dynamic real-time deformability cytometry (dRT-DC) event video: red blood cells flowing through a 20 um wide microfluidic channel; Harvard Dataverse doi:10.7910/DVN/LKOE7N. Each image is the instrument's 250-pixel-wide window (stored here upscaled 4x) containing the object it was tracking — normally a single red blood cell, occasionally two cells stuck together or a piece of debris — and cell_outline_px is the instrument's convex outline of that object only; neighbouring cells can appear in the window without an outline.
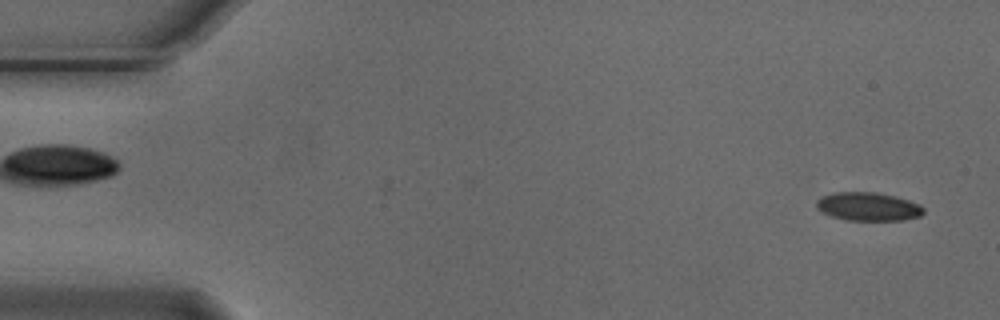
{"species": "Egyptian fruit bat (a non-hibernating species)", "species_latin": "Rousettus aegyptiacus", "temperature_condition": "cold", "stored_images_in_passage": 5, "camera_frame_rate_fps": 3000, "um_per_image_px": 0.085, "animal": {"sex": "male"}, "frame": {"image": 1, "passage_image": 5, "time_ms": 1.333, "image_size_px": [1000, 320], "cell_outline_px": [[924, 212], [920, 216], [904, 220], [844, 220], [832, 216], [816, 208], [816, 200], [820, 196], [836, 192], [876, 192], [896, 196], [920, 204], [924, 208]], "centroid_in_image_um": [73.8, 17.55], "position_along_channel_um": 11.2, "area_um2": 17.86}}